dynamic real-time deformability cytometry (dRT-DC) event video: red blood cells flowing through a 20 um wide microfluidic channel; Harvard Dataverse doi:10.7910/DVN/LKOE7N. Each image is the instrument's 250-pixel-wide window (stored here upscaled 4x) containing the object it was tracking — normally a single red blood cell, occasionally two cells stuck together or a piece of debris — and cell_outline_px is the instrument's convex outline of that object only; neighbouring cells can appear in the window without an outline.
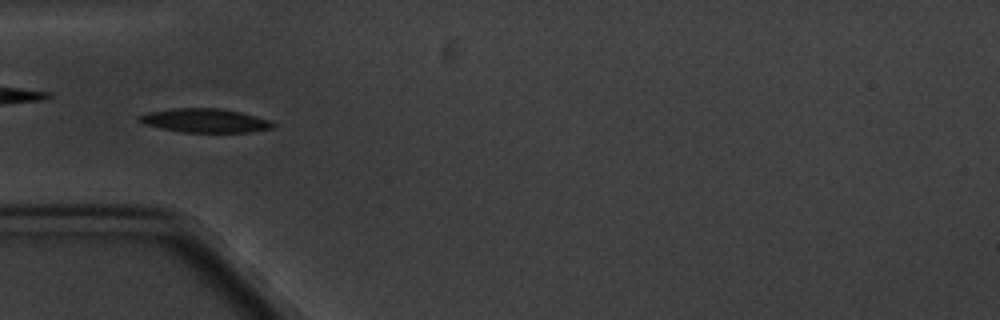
{"species": "common noctule bat (a hibernating species)", "species_latin": "Nyctalus noctula", "temperature_condition": "cold", "stored_images_in_passage": 4, "camera_frame_rate_fps": 3000, "um_per_image_px": 0.085, "animal": {"sex": "male", "body_mass_g": 20.1, "forearm_length_mm": 53.5}, "frame": {"image": 1, "passage_image": 3, "time_ms": 3.333, "image_size_px": [1000, 320], "cell_outline_px": [[276, 124], [272, 128], [252, 132], [184, 132], [160, 128], [144, 124], [136, 120], [140, 116], [148, 112], [176, 108], [220, 108], [240, 112], [256, 116], [268, 120]], "centroid_in_image_um": [17.42, 10.25], "position_along_channel_um": 67.6, "area_um2": 18.5}}